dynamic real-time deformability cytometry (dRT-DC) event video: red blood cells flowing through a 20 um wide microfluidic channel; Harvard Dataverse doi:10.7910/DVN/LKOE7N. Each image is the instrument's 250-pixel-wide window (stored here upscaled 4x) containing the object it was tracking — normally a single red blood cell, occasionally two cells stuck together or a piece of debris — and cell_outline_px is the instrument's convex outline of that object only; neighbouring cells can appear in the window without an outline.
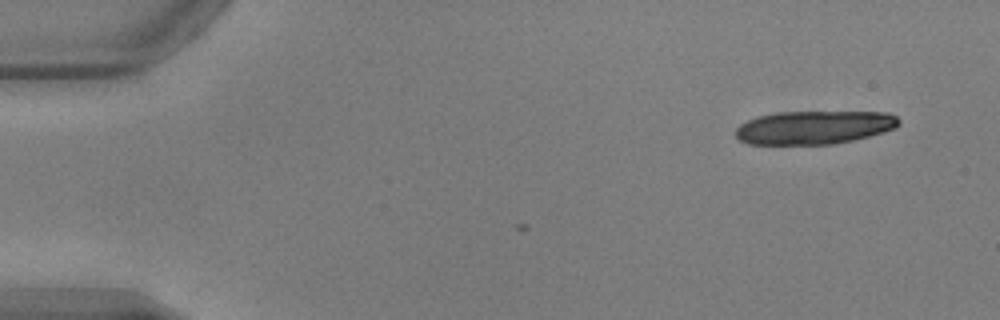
{"species": "common noctule bat (a hibernating species)", "species_latin": "Nyctalus noctula", "temperature_condition": "warm", "stored_images_in_passage": 4, "camera_frame_rate_fps": 3000, "um_per_image_px": 0.085, "animal": {"sex": "male", "body_mass_g": 17.9, "forearm_length_mm": 54.2}, "frame": {"image": 1, "passage_image": 4, "time_ms": 1.0, "image_size_px": [1000, 320], "cell_outline_px": [[900, 124], [896, 128], [884, 132], [852, 140], [832, 144], [748, 144], [740, 140], [736, 136], [736, 128], [740, 124], [756, 116], [776, 112], [888, 112], [896, 116], [900, 120]], "centroid_in_image_um": [69.21, 10.82], "position_along_channel_um": 15.8, "area_um2": 31.85}}